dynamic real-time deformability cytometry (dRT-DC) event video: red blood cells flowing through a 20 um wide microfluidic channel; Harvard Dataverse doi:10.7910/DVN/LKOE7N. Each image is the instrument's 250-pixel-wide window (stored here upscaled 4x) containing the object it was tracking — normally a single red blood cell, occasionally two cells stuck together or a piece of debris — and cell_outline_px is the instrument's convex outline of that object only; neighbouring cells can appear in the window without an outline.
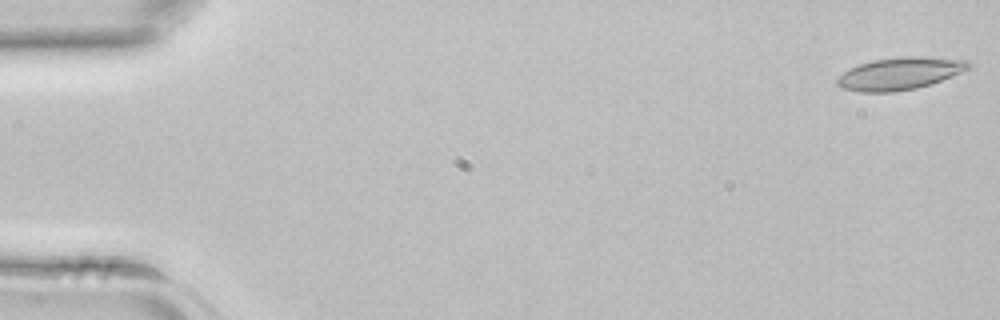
{"species": "common noctule bat (a hibernating species)", "species_latin": "Nyctalus noctula", "temperature_condition": "room temperature", "stored_images_in_passage": 42, "camera_frame_rate_fps": 3000, "um_per_image_px": 0.085, "animal": {"sex": "female", "body_mass_g": 22.7, "forearm_length_mm": 54.2}, "frame": {"image": 1, "passage_image": 1, "time_ms": 0.0, "image_size_px": [1000, 320], "cell_outline_px": [[972, 68], [940, 80], [916, 88], [892, 92], [860, 92], [840, 88], [836, 84], [836, 76], [848, 68], [872, 60], [908, 56], [924, 56], [968, 60], [972, 64]], "centroid_in_image_um": [76.45, 6.24], "position_along_channel_um": 8.6, "area_um2": 24.91}}
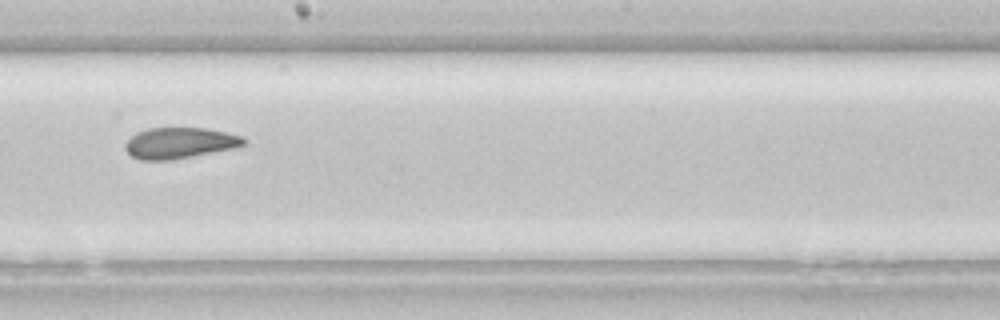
{"frame": {"image": 2, "passage_image": 24, "time_ms": 7.667, "image_size_px": [1000, 320], "cell_outline_px": [[248, 140], [244, 144], [232, 148], [172, 160], [140, 160], [132, 156], [124, 148], [124, 144], [136, 132], [148, 128], [208, 128], [240, 136]], "centroid_in_image_um": [15.23, 12.15], "position_along_channel_um": 233.0, "area_um2": 21.21}}
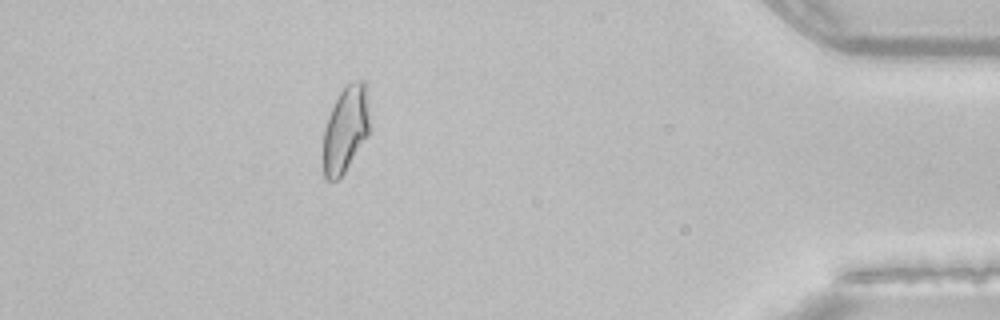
{"frame": {"image": 3, "passage_image": 38, "time_ms": 12.333, "image_size_px": [1000, 320], "cell_outline_px": [[368, 132], [344, 172], [336, 180], [328, 180], [324, 176], [324, 128], [332, 108], [340, 92], [348, 84], [356, 80], [364, 80], [368, 108]], "centroid_in_image_um": [29.35, 10.97], "position_along_channel_um": 405.8, "area_um2": 22.31}}